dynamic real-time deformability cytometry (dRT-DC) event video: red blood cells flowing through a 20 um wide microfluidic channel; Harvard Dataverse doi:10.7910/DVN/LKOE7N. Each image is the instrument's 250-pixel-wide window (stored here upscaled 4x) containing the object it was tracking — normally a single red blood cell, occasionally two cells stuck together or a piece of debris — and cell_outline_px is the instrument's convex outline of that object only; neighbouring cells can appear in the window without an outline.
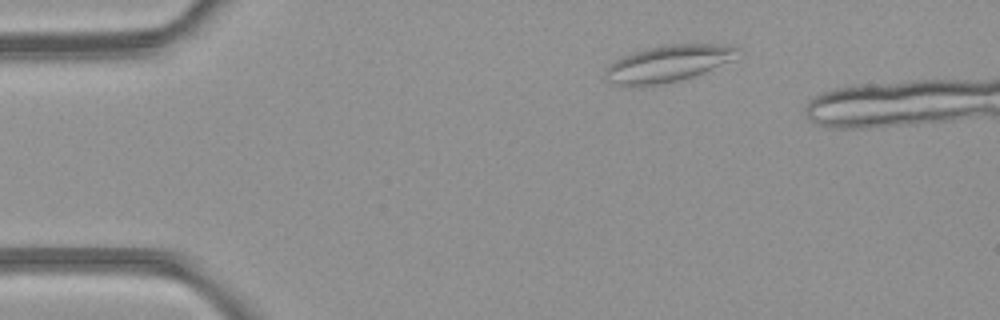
{"species": "common noctule bat (a hibernating species)", "species_latin": "Nyctalus noctula", "temperature_condition": "room temperature", "stored_images_in_passage": 4, "camera_frame_rate_fps": 3000, "um_per_image_px": 0.085, "animal": {"sex": "female", "body_mass_g": 21.9}, "frame": {"image": 1, "passage_image": 1, "time_ms": 0.0, "image_size_px": [1000, 320], "cell_outline_px": [[740, 48], [728, 60], [692, 76], [680, 80], [660, 84], [620, 84], [608, 80], [604, 76], [604, 72], [616, 60], [624, 56], [648, 48], [672, 44], [716, 44]], "centroid_in_image_um": [56.74, 5.38], "position_along_channel_um": 28.3, "area_um2": 26.59}}